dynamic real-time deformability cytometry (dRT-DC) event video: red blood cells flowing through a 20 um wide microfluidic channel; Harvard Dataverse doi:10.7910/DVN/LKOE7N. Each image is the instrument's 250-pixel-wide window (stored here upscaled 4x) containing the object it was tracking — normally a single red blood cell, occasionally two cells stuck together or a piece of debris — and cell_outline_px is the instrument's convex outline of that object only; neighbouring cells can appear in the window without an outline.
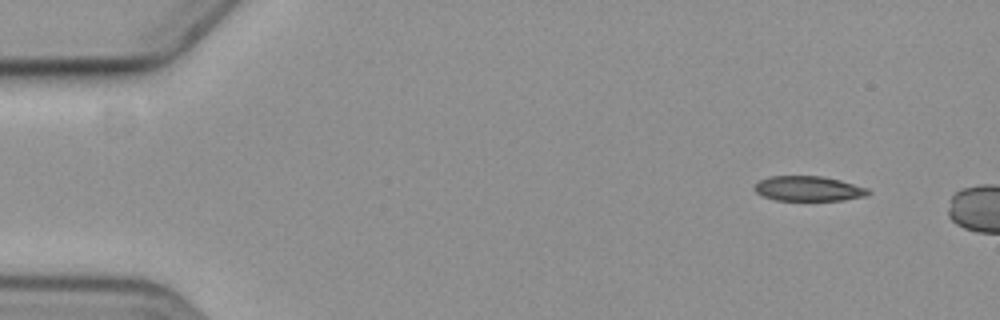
{"species": "common noctule bat (a hibernating species)", "species_latin": "Nyctalus noctula", "temperature_condition": "cold", "stored_images_in_passage": 2, "camera_frame_rate_fps": 3000, "um_per_image_px": 0.085, "animal": {"sex": "female", "body_mass_g": 19.3, "forearm_length_mm": 54.1}, "frame": {"image": 1, "passage_image": 1, "time_ms": 0.0, "image_size_px": [1000, 320], "cell_outline_px": [[872, 192], [868, 196], [844, 200], [776, 200], [764, 196], [756, 192], [756, 184], [760, 180], [768, 176], [824, 176], [840, 180], [868, 188]], "centroid_in_image_um": [68.78, 16.03], "position_along_channel_um": 16.2, "area_um2": 16.53}}